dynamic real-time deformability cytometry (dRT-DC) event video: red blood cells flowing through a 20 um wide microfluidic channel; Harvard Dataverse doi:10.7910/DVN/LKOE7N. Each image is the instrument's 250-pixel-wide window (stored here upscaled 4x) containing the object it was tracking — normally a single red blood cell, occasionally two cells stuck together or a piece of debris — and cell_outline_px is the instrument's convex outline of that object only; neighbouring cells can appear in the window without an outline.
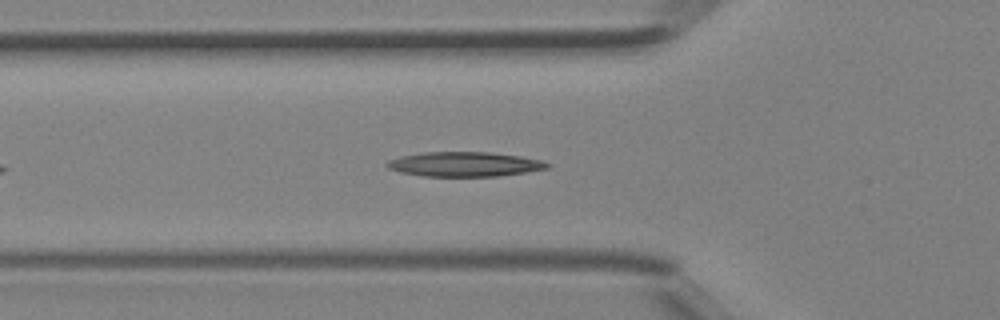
{"species": "Egyptian fruit bat (a non-hibernating species)", "species_latin": "Rousettus aegyptiacus", "temperature_condition": "room temperature", "stored_images_in_passage": 34, "camera_frame_rate_fps": 3000, "um_per_image_px": 0.085, "animal": {"sex": "female"}, "frame": {"image": 1, "passage_image": 6, "time_ms": 1.667, "image_size_px": [1000, 320], "cell_outline_px": [[552, 164], [548, 168], [524, 172], [496, 176], [424, 176], [400, 172], [388, 168], [384, 164], [388, 160], [400, 156], [424, 152], [488, 152], [520, 156], [540, 160]], "centroid_in_image_um": [39.45, 13.95], "position_along_channel_um": 86.4, "area_um2": 22.89}}
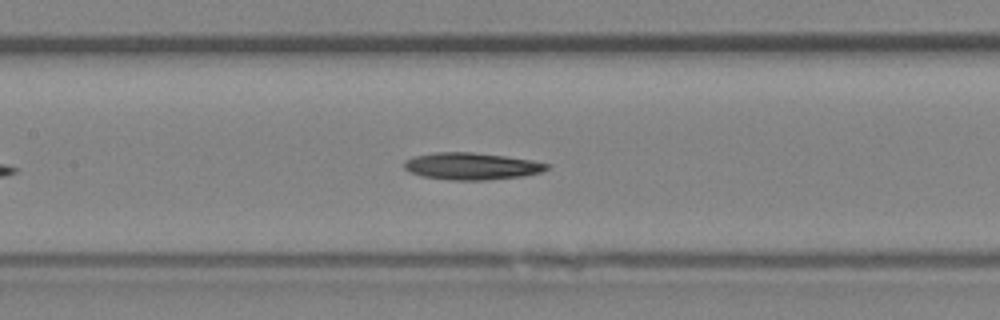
{"frame": {"image": 2, "passage_image": 11, "time_ms": 3.333, "image_size_px": [1000, 320], "cell_outline_px": [[548, 168], [540, 172], [524, 176], [484, 180], [452, 180], [420, 176], [408, 172], [404, 168], [404, 160], [416, 156], [436, 152], [472, 152], [504, 156], [532, 160], [548, 164]], "centroid_in_image_um": [40.04, 14.13], "position_along_channel_um": 167.4, "area_um2": 22.37}}
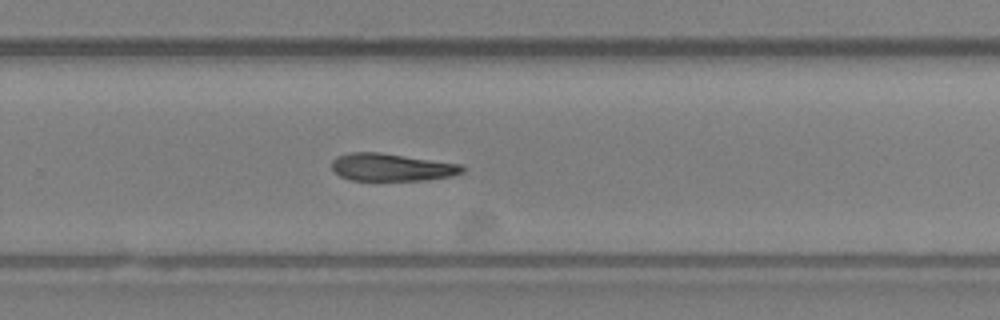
{"frame": {"image": 3, "passage_image": 19, "time_ms": 6.0, "image_size_px": [1000, 320], "cell_outline_px": [[464, 172], [452, 176], [428, 180], [352, 180], [340, 176], [332, 168], [332, 160], [336, 156], [352, 152], [380, 152], [460, 164], [464, 168]], "centroid_in_image_um": [33.29, 14.21], "position_along_channel_um": 296.5, "area_um2": 20.92}}